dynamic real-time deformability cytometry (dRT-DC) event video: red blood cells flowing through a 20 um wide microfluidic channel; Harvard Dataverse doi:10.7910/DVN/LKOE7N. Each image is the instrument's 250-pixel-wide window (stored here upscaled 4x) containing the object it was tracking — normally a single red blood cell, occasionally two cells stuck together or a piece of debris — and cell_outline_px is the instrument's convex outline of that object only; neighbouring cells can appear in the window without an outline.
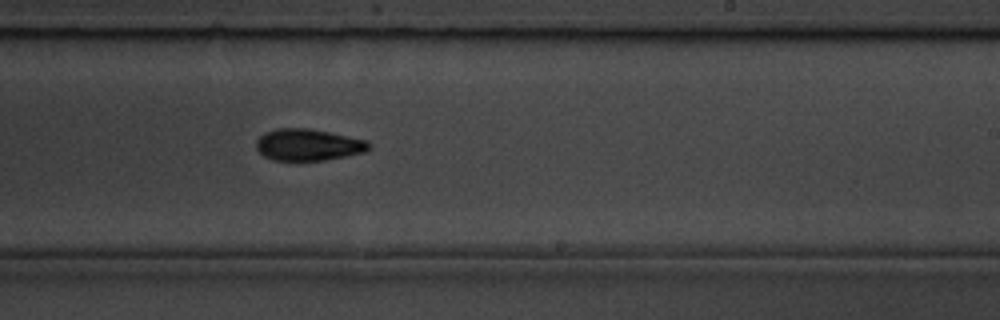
{"species": "common noctule bat (a hibernating species)", "species_latin": "Nyctalus noctula", "temperature_condition": "room temperature", "stored_images_in_passage": 37, "camera_frame_rate_fps": 3000, "um_per_image_px": 0.085, "animal": {"sex": "male", "body_mass_g": 19.5, "forearm_length_mm": 54.6}, "frame": {"image": 1, "passage_image": 16, "time_ms": 5.0, "image_size_px": [1000, 320], "cell_outline_px": [[372, 144], [364, 152], [324, 160], [272, 160], [264, 156], [256, 148], [256, 140], [264, 132], [276, 128], [308, 128], [368, 140]], "centroid_in_image_um": [26.17, 12.3], "position_along_channel_um": 262.8, "area_um2": 20.75}, "authors_computed_cell_mechanics": {"area_um2": 20.6346, "velocity_mm_per_s": 3.8198, "shape_relaxation_time_tau1_ms": 2.9525, "shape_relaxation_time_tau2_ms": 6.12, "deformation_change_tau1": 0.1191, "deformation_change_tau2": 0.1403}}